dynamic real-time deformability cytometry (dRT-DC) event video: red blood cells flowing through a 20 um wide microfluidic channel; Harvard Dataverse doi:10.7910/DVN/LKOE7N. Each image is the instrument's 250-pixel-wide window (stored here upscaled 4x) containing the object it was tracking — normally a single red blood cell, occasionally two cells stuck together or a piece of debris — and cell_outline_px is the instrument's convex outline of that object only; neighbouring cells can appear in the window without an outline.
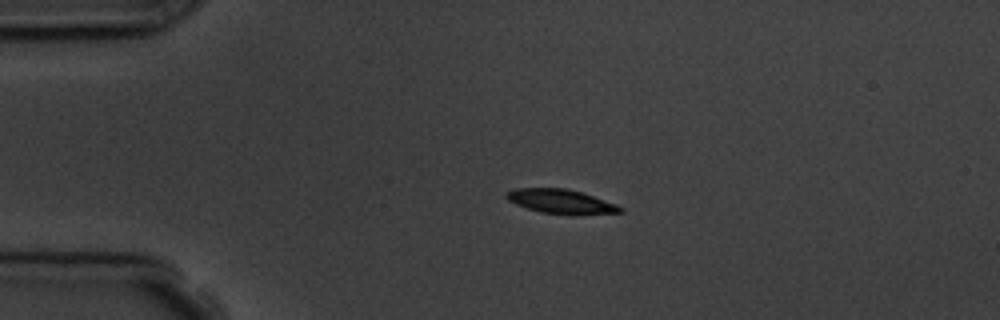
{"species": "common noctule bat (a hibernating species)", "species_latin": "Nyctalus noctula", "temperature_condition": "room temperature", "stored_images_in_passage": 3, "camera_frame_rate_fps": 3000, "um_per_image_px": 0.085, "animal": {"sex": "male", "body_mass_g": 19.5, "forearm_length_mm": 54.6}, "frame": {"image": 1, "passage_image": 2, "time_ms": 1.333, "image_size_px": [1000, 320], "cell_outline_px": [[624, 212], [572, 216], [568, 216], [540, 212], [516, 204], [508, 200], [504, 196], [504, 192], [516, 188], [568, 188], [616, 204], [624, 208]], "centroid_in_image_um": [47.68, 17.14], "position_along_channel_um": 37.3, "area_um2": 16.42}}